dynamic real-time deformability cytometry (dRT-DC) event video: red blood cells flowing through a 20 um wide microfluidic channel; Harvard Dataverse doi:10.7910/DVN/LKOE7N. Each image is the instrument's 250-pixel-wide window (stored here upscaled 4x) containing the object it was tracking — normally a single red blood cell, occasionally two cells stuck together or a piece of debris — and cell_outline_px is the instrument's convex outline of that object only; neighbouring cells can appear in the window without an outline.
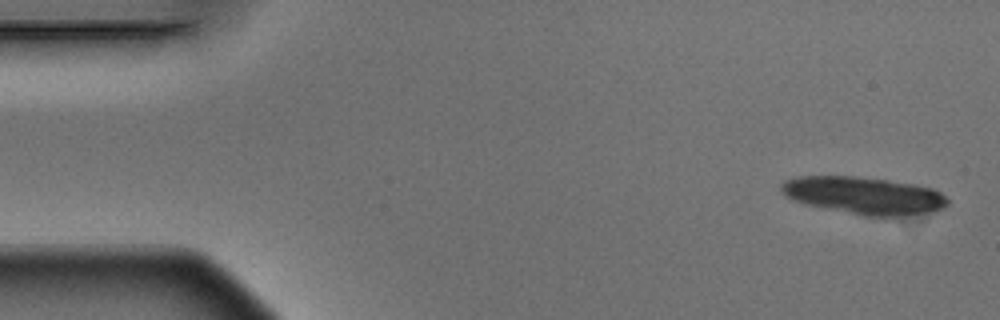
{"species": "Egyptian fruit bat (a non-hibernating species)", "species_latin": "Rousettus aegyptiacus", "temperature_condition": "warm", "stored_images_in_passage": 6, "camera_frame_rate_fps": 3000, "um_per_image_px": 0.085, "animal": {"sex": "male"}, "frame": {"image": 1, "passage_image": 1, "time_ms": 0.0, "image_size_px": [1000, 320], "cell_outline_px": [[948, 204], [932, 212], [888, 220], [864, 216], [804, 204], [792, 200], [784, 196], [780, 188], [780, 184], [784, 180], [796, 176], [856, 176], [888, 180], [912, 184], [932, 188], [940, 192], [948, 200]], "centroid_in_image_um": [73.42, 16.65], "position_along_channel_um": 11.6, "area_um2": 37.17}}
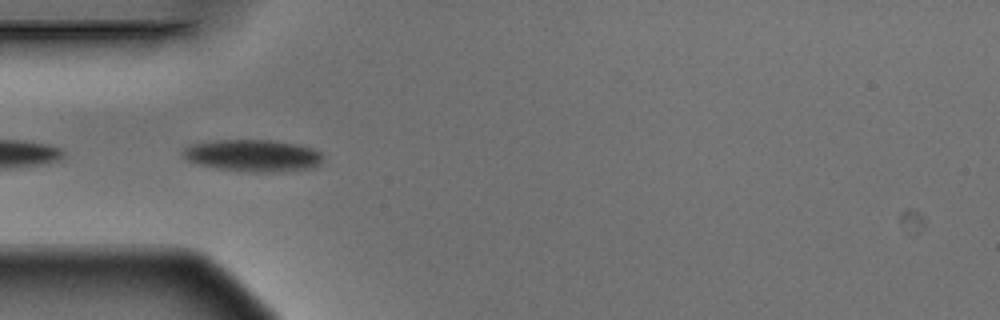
{"frame": {"image": 2, "passage_image": 5, "time_ms": 1.333, "image_size_px": [1000, 320], "cell_outline_px": [[324, 156], [320, 164], [316, 168], [268, 172], [252, 172], [216, 168], [196, 164], [188, 160], [180, 152], [184, 148], [192, 144], [212, 140], [272, 140], [300, 144], [312, 148], [320, 152]], "centroid_in_image_um": [21.52, 13.22], "position_along_channel_um": 63.5, "area_um2": 26.36}}
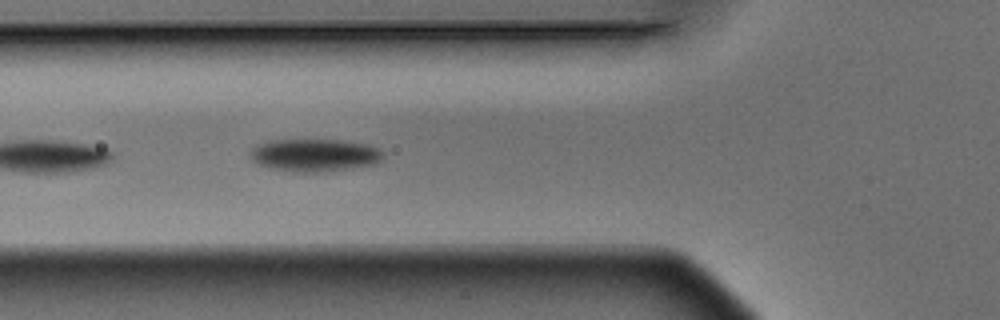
{"frame": {"image": 3, "passage_image": 6, "time_ms": 1.667, "image_size_px": [1000, 320], "cell_outline_px": [[384, 156], [376, 164], [352, 168], [320, 172], [296, 172], [272, 168], [256, 164], [248, 156], [248, 152], [256, 144], [268, 140], [344, 140], [368, 144], [380, 148], [384, 152]], "centroid_in_image_um": [26.73, 13.18], "position_along_channel_um": 99.1, "area_um2": 25.72}}